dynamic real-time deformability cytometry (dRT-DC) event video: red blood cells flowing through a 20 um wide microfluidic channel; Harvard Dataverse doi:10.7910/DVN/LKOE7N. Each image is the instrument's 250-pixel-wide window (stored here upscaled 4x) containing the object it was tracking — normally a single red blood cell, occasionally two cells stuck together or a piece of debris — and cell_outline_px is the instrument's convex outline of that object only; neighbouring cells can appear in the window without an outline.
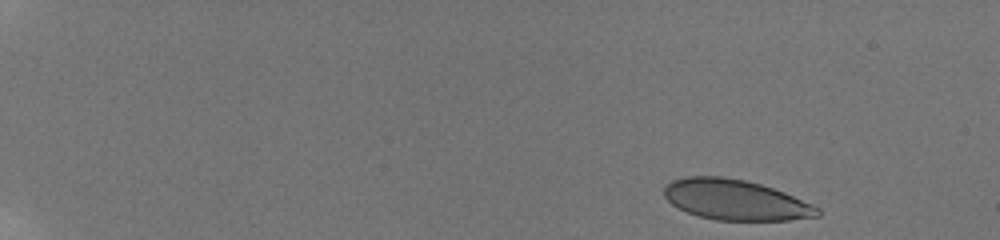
{"species": "human", "species_latin": "Homo sapiens", "temperature_condition": "room temperature", "stored_images_in_passage": 36, "camera_frame_rate_fps": 3000, "um_per_image_px": 0.085, "donor": {"sex": "male"}, "frame": {"image": 1, "passage_image": 1, "time_ms": 0.0, "image_size_px": [1000, 240], "cell_outline_px": [[820, 216], [788, 220], [716, 220], [700, 216], [688, 212], [672, 204], [664, 196], [664, 188], [672, 180], [684, 176], [724, 176], [744, 180], [760, 184], [784, 192], [812, 204], [820, 208]], "centroid_in_image_um": [62.52, 16.98], "position_along_channel_um": 22.5, "area_um2": 35.95}}
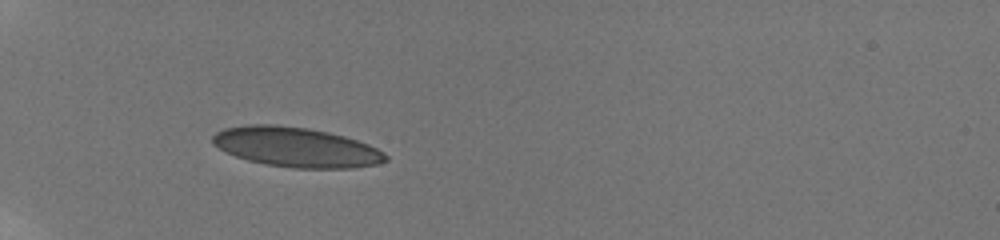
{"frame": {"image": 2, "passage_image": 23, "time_ms": 4.667, "image_size_px": [1000, 240], "cell_outline_px": [[388, 160], [376, 164], [352, 168], [292, 168], [264, 164], [248, 160], [236, 156], [212, 144], [212, 136], [216, 132], [224, 128], [248, 124], [272, 124], [308, 128], [328, 132], [344, 136], [368, 144], [384, 152], [388, 156]], "centroid_in_image_um": [25.17, 12.5], "position_along_channel_um": 59.8, "area_um2": 40.06}}